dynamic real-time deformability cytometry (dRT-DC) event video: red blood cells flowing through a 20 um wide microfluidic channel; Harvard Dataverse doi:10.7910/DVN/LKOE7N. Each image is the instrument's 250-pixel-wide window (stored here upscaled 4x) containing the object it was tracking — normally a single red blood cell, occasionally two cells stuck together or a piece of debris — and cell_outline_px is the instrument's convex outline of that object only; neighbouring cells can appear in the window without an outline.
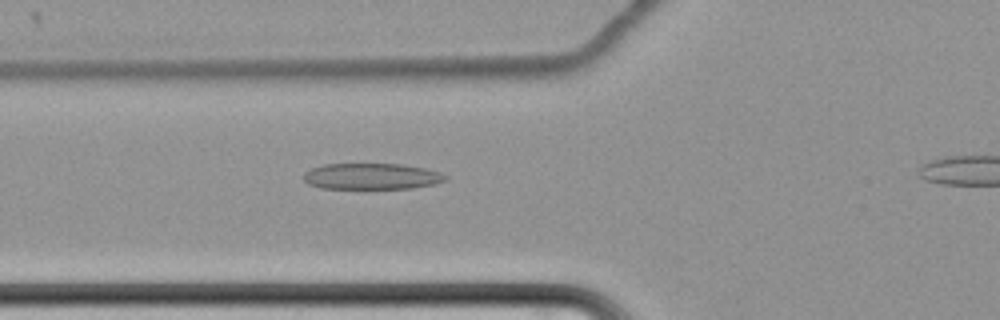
{"species": "common noctule bat (a hibernating species)", "species_latin": "Nyctalus noctula", "temperature_condition": "cold", "stored_images_in_passage": 34, "camera_frame_rate_fps": 3000, "um_per_image_px": 0.085, "animal": {"sex": "female", "body_mass_g": 22.7, "forearm_length_mm": 54.2}, "frame": {"image": 1, "passage_image": 3, "time_ms": 0.667, "image_size_px": [1000, 320], "cell_outline_px": [[448, 180], [436, 184], [412, 188], [320, 188], [308, 184], [304, 180], [304, 172], [312, 168], [324, 164], [404, 164], [424, 168], [440, 172], [448, 176]], "centroid_in_image_um": [31.62, 14.99], "position_along_channel_um": 94.2, "area_um2": 21.68}}
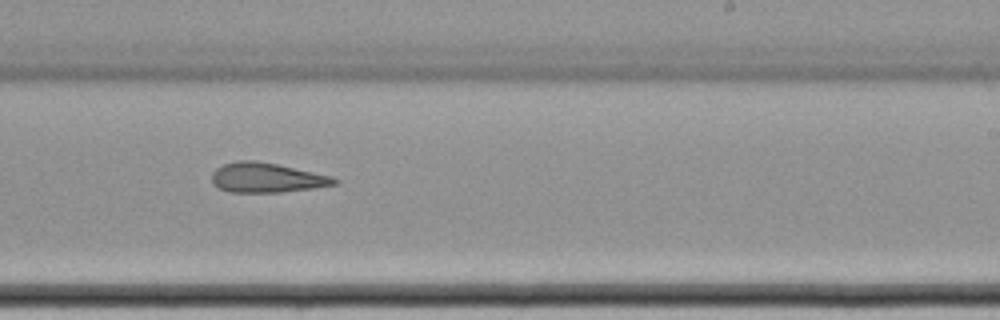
{"frame": {"image": 2, "passage_image": 18, "time_ms": 5.667, "image_size_px": [1000, 320], "cell_outline_px": [[340, 184], [316, 188], [280, 192], [228, 192], [212, 184], [212, 172], [216, 168], [224, 164], [236, 160], [252, 160], [276, 164], [332, 176], [340, 180]], "centroid_in_image_um": [22.69, 15.11], "position_along_channel_um": 266.3, "area_um2": 21.33}}
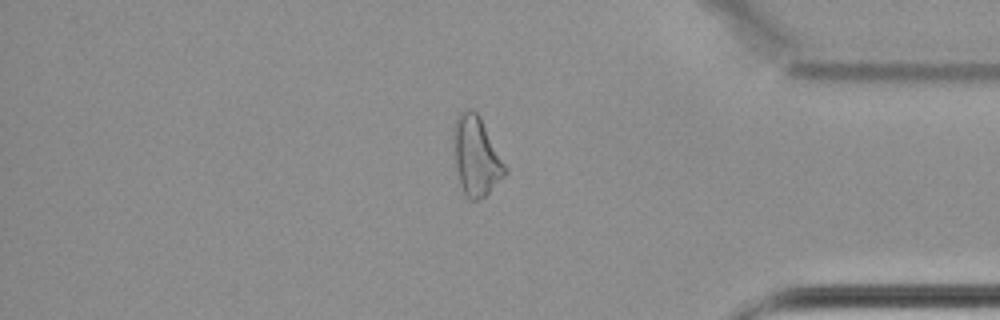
{"frame": {"image": 3, "passage_image": 31, "time_ms": 10.0, "image_size_px": [1000, 320], "cell_outline_px": [[508, 172], [484, 196], [476, 200], [472, 200], [464, 192], [460, 184], [456, 168], [452, 140], [452, 128], [456, 116], [460, 112], [468, 108], [472, 108], [480, 116], [508, 168]], "centroid_in_image_um": [40.46, 13.2], "position_along_channel_um": 394.7, "area_um2": 23.93}}